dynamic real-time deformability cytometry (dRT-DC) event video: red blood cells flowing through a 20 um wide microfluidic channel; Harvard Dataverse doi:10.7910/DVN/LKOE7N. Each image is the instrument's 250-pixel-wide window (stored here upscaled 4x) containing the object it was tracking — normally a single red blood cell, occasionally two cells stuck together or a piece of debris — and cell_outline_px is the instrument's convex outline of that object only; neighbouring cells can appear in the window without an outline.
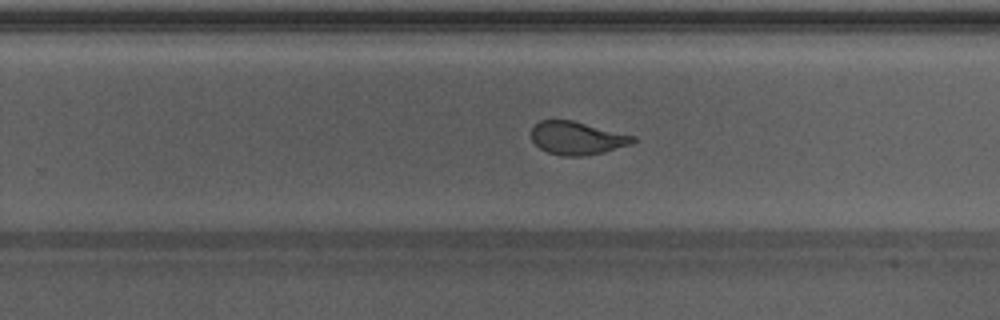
{"species": "Egyptian fruit bat (a non-hibernating species)", "species_latin": "Rousettus aegyptiacus", "temperature_condition": "warm", "stored_images_in_passage": 43, "camera_frame_rate_fps": 3000, "um_per_image_px": 0.085, "animal": {"sex": "male"}, "frame": {"image": 1, "passage_image": 25, "time_ms": 8.0, "image_size_px": [1000, 320], "cell_outline_px": [[636, 140], [632, 144], [604, 152], [584, 156], [560, 156], [548, 152], [540, 148], [532, 140], [532, 128], [540, 120], [572, 120], [636, 136]], "centroid_in_image_um": [49.07, 11.74], "position_along_channel_um": 280.7, "area_um2": 19.59}, "authors_computed_cell_mechanics": {"area_um2": 21.097, "velocity_mm_per_s": 4.2841, "shape_relaxation_time_tau1_ms": 4.358, "shape_relaxation_time_tau2_ms": 0.8559, "deformation_change_tau1": 0.1647, "deformation_change_tau2": 0.0799}}